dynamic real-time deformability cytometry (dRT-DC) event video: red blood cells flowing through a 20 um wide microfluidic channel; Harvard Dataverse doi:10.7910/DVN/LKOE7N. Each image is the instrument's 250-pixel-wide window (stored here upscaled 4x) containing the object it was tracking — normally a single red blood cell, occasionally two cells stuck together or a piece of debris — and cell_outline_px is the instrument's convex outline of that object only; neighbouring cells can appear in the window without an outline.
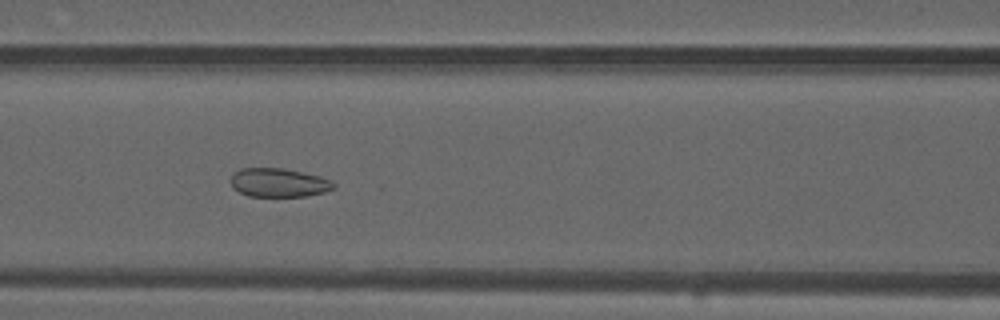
{"species": "common noctule bat (a hibernating species)", "species_latin": "Nyctalus noctula", "temperature_condition": "warm", "stored_images_in_passage": 52, "camera_frame_rate_fps": 3000, "um_per_image_px": 0.085, "animal": {"sex": "male", "forearm_length_mm": 52.5}, "frame": {"image": 1, "passage_image": 22, "time_ms": 7.0, "image_size_px": [1000, 320], "cell_outline_px": [[336, 188], [324, 192], [304, 196], [248, 196], [232, 188], [232, 176], [240, 168], [280, 168], [320, 176], [332, 180], [336, 184]], "centroid_in_image_um": [23.72, 15.53], "position_along_channel_um": 142.9, "area_um2": 17.11}}
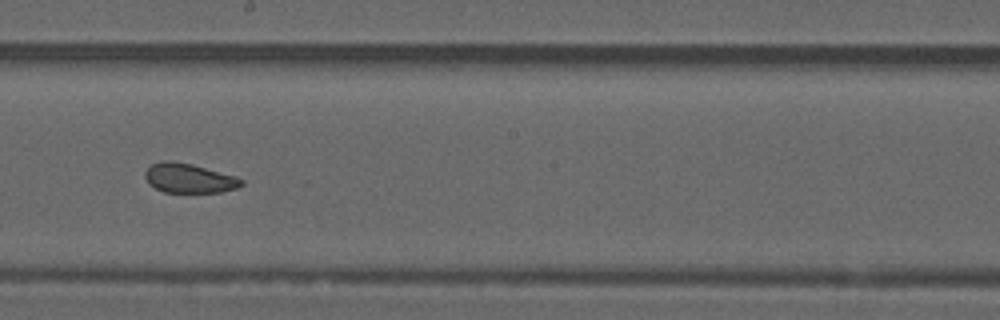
{"frame": {"image": 2, "passage_image": 29, "time_ms": 9.333, "image_size_px": [1000, 320], "cell_outline_px": [[244, 184], [236, 188], [220, 192], [164, 192], [148, 184], [144, 176], [144, 172], [152, 164], [164, 160], [168, 160], [192, 164], [236, 176], [244, 180]], "centroid_in_image_um": [16.06, 15.14], "position_along_channel_um": 232.1, "area_um2": 16.53}}
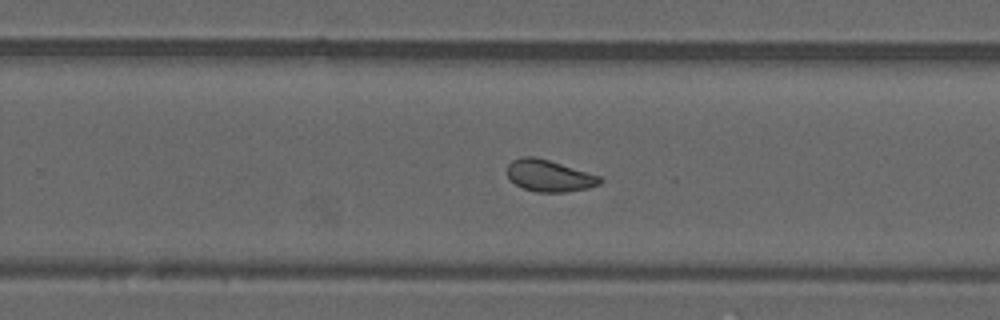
{"frame": {"image": 3, "passage_image": 33, "time_ms": 10.667, "image_size_px": [1000, 320], "cell_outline_px": [[604, 180], [600, 184], [588, 188], [564, 192], [536, 192], [524, 188], [516, 184], [508, 176], [508, 164], [512, 160], [520, 156], [532, 156], [548, 160], [600, 176]], "centroid_in_image_um": [46.69, 14.94], "position_along_channel_um": 283.1, "area_um2": 16.94}, "authors_computed_cell_mechanics": {"area_um2": 18.2359, "velocity_mm_per_s": 3.8386, "shape_relaxation_time_tau1_ms": null, "shape_relaxation_time_tau2_ms": 1.1595, "deformation_change_tau1": null, "deformation_change_tau2": 0.0636}}